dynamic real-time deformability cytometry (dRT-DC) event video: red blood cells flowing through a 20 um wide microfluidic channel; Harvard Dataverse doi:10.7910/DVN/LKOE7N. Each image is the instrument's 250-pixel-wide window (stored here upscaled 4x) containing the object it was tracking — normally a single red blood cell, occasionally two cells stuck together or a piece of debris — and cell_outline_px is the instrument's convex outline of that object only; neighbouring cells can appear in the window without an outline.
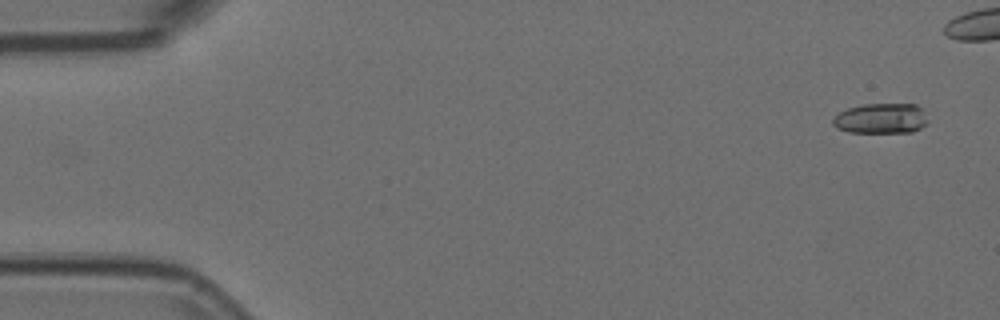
{"species": "Egyptian fruit bat (a non-hibernating species)", "species_latin": "Rousettus aegyptiacus", "temperature_condition": "room temperature", "stored_images_in_passage": 6, "camera_frame_rate_fps": 3000, "um_per_image_px": 0.085, "animal": {"sex": "female"}, "frame": {"image": 1, "passage_image": 1, "time_ms": 0.0, "image_size_px": [1000, 320], "cell_outline_px": [[928, 124], [912, 132], [848, 132], [836, 128], [832, 124], [832, 120], [840, 112], [848, 108], [864, 104], [916, 104], [920, 108], [928, 120]], "centroid_in_image_um": [74.89, 10.07], "position_along_channel_um": 10.1, "area_um2": 16.7}}